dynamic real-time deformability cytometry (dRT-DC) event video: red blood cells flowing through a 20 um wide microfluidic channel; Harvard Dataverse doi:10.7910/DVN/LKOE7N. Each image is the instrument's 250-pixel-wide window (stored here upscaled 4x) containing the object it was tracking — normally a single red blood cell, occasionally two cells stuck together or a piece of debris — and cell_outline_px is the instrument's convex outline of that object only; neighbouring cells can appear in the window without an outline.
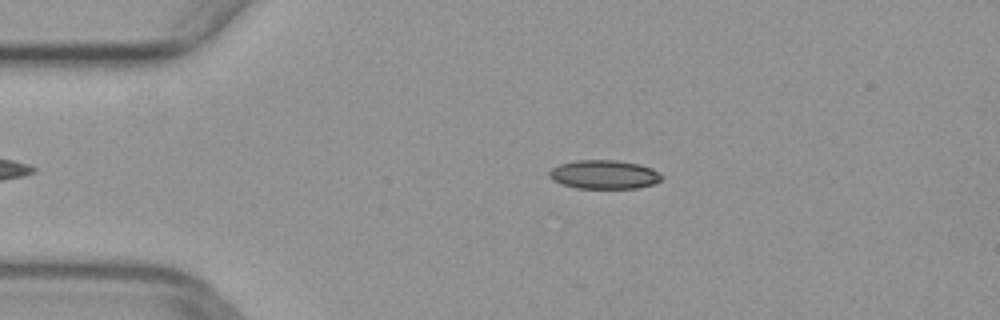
{"species": "common noctule bat (a hibernating species)", "species_latin": "Nyctalus noctula", "temperature_condition": "warm", "stored_images_in_passage": 12, "camera_frame_rate_fps": 3000, "um_per_image_px": 0.085, "animal": {"sex": "female", "body_mass_g": 29.2, "forearm_length_mm": 56.3}, "frame": {"image": 1, "passage_image": 3, "time_ms": 0.667, "image_size_px": [1000, 320], "cell_outline_px": [[664, 176], [656, 184], [636, 188], [576, 188], [560, 184], [552, 180], [548, 176], [548, 172], [552, 168], [560, 164], [576, 160], [616, 160], [640, 164], [652, 168]], "centroid_in_image_um": [51.35, 14.83], "position_along_channel_um": 33.7, "area_um2": 19.07}}